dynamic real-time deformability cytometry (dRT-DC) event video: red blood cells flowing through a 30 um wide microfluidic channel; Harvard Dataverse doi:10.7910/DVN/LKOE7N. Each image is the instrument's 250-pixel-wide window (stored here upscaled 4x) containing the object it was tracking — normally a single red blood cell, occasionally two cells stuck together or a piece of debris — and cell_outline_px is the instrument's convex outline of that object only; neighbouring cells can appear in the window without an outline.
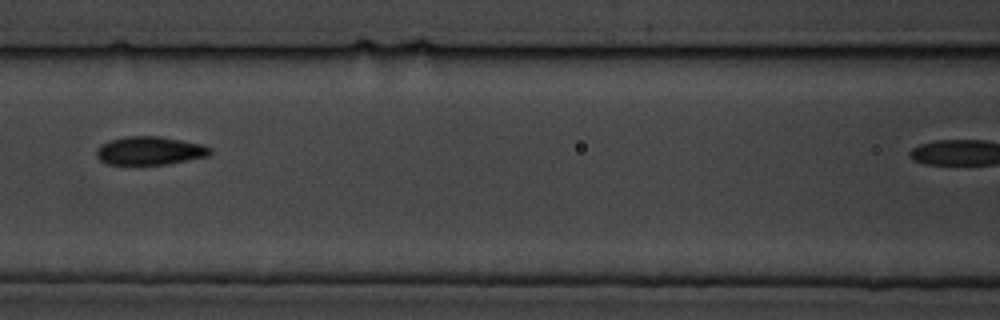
{"species": "common noctule bat (a hibernating species)", "species_latin": "Nyctalus noctula", "temperature_condition": "cold", "stored_images_in_passage": 10, "segment_of_instrument_passage": [1, 2], "camera_frame_rate_fps": 3000, "um_per_image_px": 0.085, "animal": {"sex": "male", "body_mass_g": 19.5, "forearm_length_mm": 54.6}, "frame": {"image": 1, "passage_image": 4, "time_ms": 4.333, "image_size_px": [1000, 320], "cell_outline_px": [[212, 152], [208, 156], [168, 164], [108, 164], [100, 160], [96, 156], [96, 148], [100, 144], [108, 140], [124, 136], [160, 136], [204, 144], [212, 148]], "centroid_in_image_um": [12.73, 12.79], "position_along_channel_um": 153.9, "area_um2": 19.02}}
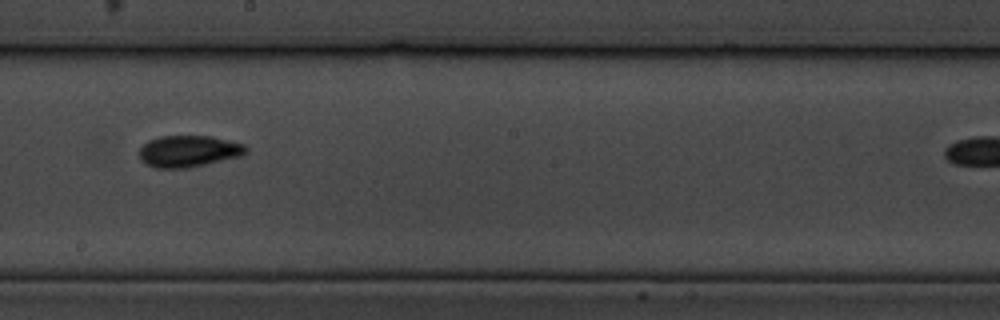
{"frame": {"image": 2, "passage_image": 6, "time_ms": 6.667, "image_size_px": [1000, 320], "cell_outline_px": [[248, 148], [240, 156], [188, 168], [156, 168], [144, 164], [140, 160], [140, 148], [148, 140], [160, 136], [212, 136], [244, 144]], "centroid_in_image_um": [15.99, 12.85], "position_along_channel_um": 232.2, "area_um2": 19.59}}
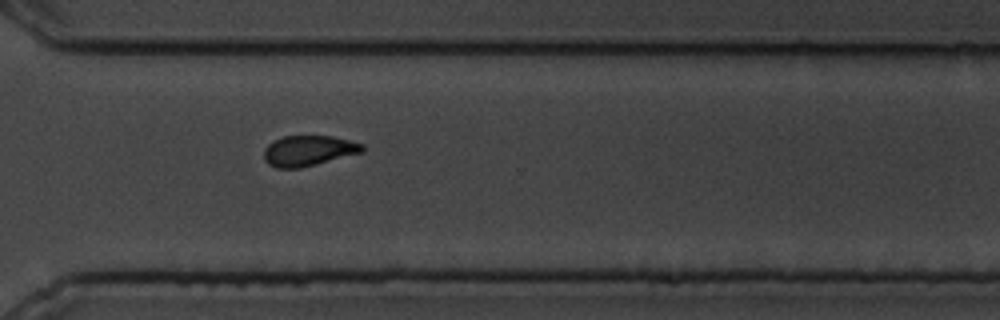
{"frame": {"image": 3, "passage_image": 9, "time_ms": 10.0, "image_size_px": [1000, 320], "cell_outline_px": [[364, 152], [300, 168], [276, 168], [268, 164], [264, 160], [264, 148], [272, 140], [284, 136], [332, 136], [364, 144]], "centroid_in_image_um": [26.2, 12.81], "position_along_channel_um": 344.4, "area_um2": 17.57}}